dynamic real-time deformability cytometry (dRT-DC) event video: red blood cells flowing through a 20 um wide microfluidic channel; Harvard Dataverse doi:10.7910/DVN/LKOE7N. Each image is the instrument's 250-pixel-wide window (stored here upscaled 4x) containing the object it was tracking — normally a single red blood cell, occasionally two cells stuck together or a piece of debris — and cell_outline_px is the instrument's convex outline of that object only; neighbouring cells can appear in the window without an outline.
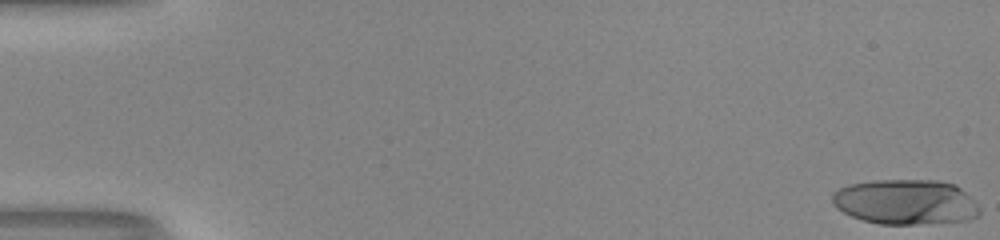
{"species": "human", "species_latin": "Homo sapiens", "temperature_condition": "room temperature", "stored_images_in_passage": 53, "camera_frame_rate_fps": 3000, "um_per_image_px": 0.085, "donor": {"sex": "male"}, "frame": {"image": 1, "passage_image": 1, "time_ms": 0.0, "image_size_px": [1000, 240], "cell_outline_px": [[980, 216], [968, 220], [916, 224], [880, 224], [864, 220], [852, 216], [836, 208], [832, 204], [832, 192], [848, 184], [876, 180], [936, 180], [956, 184], [980, 208]], "centroid_in_image_um": [76.96, 17.16], "position_along_channel_um": 8.0, "area_um2": 38.73}}
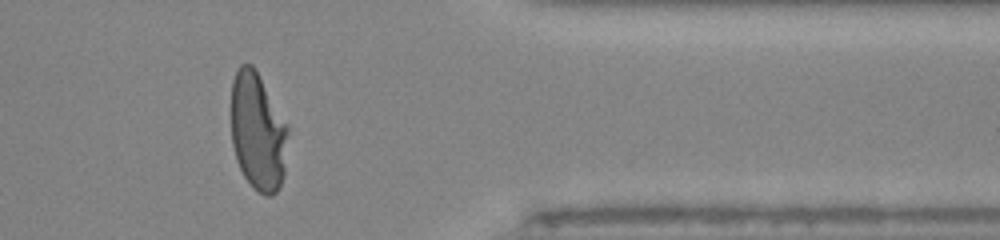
{"frame": {"image": 2, "passage_image": 44, "time_ms": 14.333, "image_size_px": [1000, 240], "cell_outline_px": [[288, 132], [284, 176], [280, 188], [272, 196], [264, 196], [244, 176], [236, 160], [232, 144], [232, 80], [236, 68], [240, 64], [252, 64], [288, 124]], "centroid_in_image_um": [21.92, 11.19], "position_along_channel_um": 389.5, "area_um2": 39.07}}
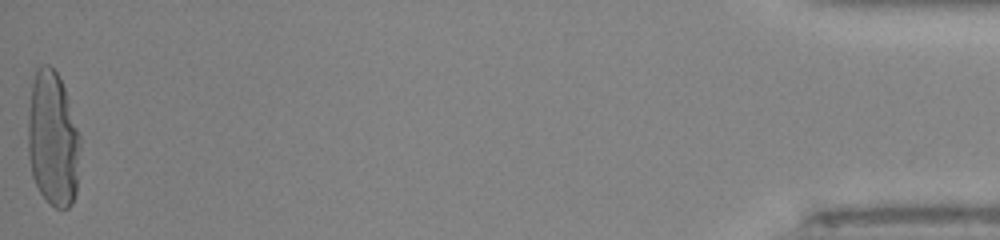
{"frame": {"image": 3, "passage_image": 53, "time_ms": 17.333, "image_size_px": [1000, 240], "cell_outline_px": [[80, 148], [76, 192], [72, 204], [68, 208], [56, 208], [40, 192], [32, 176], [28, 156], [28, 108], [32, 84], [36, 68], [44, 64], [48, 64], [56, 72], [64, 88], [80, 136]], "centroid_in_image_um": [4.48, 11.82], "position_along_channel_um": 430.7, "area_um2": 41.04}, "authors_computed_cell_mechanics": {"area_um2": 39.7664, "velocity_mm_per_s": 4.047, "shape_relaxation_time_tau1_ms": 6.5773, "shape_relaxation_time_tau2_ms": 1.2276, "deformation_change_tau1": 0.3065, "deformation_change_tau2": 0.0866}}